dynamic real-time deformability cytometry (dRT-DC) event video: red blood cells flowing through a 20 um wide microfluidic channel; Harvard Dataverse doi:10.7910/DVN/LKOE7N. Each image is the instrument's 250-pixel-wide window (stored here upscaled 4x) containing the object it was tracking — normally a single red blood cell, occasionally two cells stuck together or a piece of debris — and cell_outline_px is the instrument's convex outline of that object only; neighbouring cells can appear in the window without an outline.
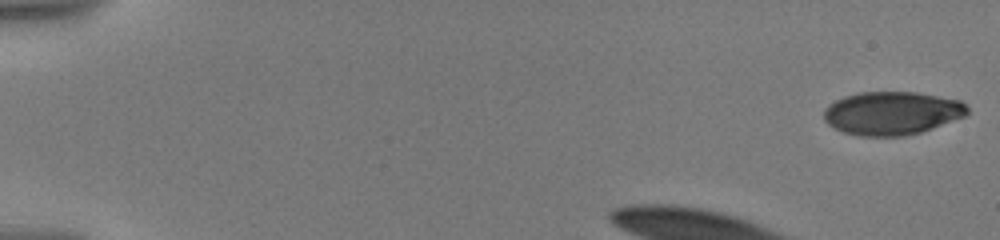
{"species": "human", "species_latin": "Homo sapiens", "temperature_condition": "warm", "stored_images_in_passage": 27, "camera_frame_rate_fps": 3000, "um_per_image_px": 0.085, "donor": {"sex": "male"}, "frame": {"image": 1, "passage_image": 1, "time_ms": 0.0, "image_size_px": [1000, 240], "cell_outline_px": [[968, 112], [964, 116], [920, 132], [904, 136], [860, 136], [844, 132], [828, 124], [824, 120], [824, 108], [828, 104], [844, 96], [860, 92], [916, 92], [960, 100], [968, 108]], "centroid_in_image_um": [75.78, 9.61], "position_along_channel_um": 9.2, "area_um2": 36.01}}
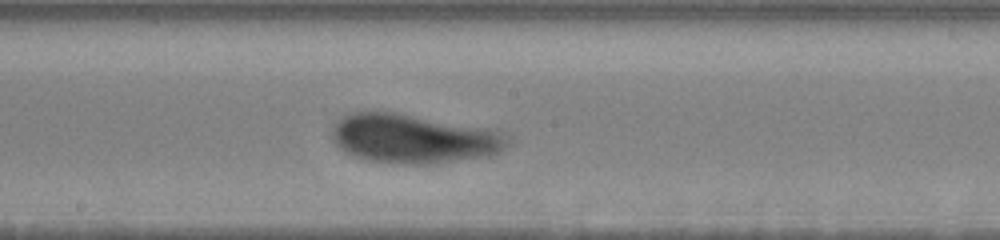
{"frame": {"image": 2, "passage_image": 15, "time_ms": 8.333, "image_size_px": [1000, 240], "cell_outline_px": [[508, 144], [500, 152], [428, 164], [404, 164], [368, 160], [352, 156], [344, 152], [332, 140], [332, 128], [344, 116], [356, 112], [396, 112], [488, 128], [500, 132]], "centroid_in_image_um": [35.05, 11.77], "position_along_channel_um": 213.1, "area_um2": 49.3}}
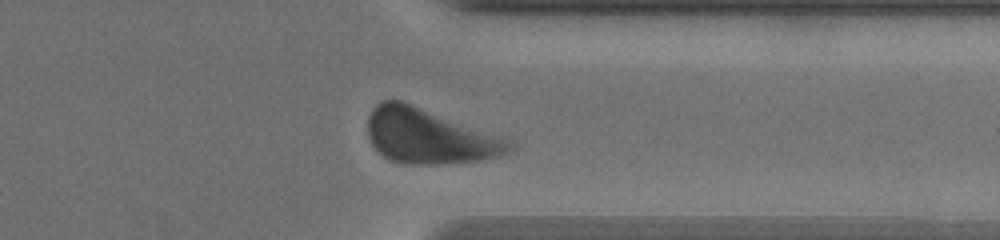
{"frame": {"image": 3, "passage_image": 23, "time_ms": 13.0, "image_size_px": [1000, 240], "cell_outline_px": [[516, 148], [512, 152], [480, 160], [436, 164], [404, 164], [392, 160], [384, 156], [372, 144], [368, 136], [368, 116], [372, 108], [380, 100], [400, 100], [512, 140], [516, 144]], "centroid_in_image_um": [36.5, 11.58], "position_along_channel_um": 374.9, "area_um2": 45.14}, "authors_computed_cell_mechanics": {"area_um2": 45.1418, "velocity_mm_per_s": 3.4702, "shape_relaxation_time_tau1_ms": 2.8755, "shape_relaxation_time_tau2_ms": null, "deformation_change_tau1": 0.1124, "deformation_change_tau2": null}}